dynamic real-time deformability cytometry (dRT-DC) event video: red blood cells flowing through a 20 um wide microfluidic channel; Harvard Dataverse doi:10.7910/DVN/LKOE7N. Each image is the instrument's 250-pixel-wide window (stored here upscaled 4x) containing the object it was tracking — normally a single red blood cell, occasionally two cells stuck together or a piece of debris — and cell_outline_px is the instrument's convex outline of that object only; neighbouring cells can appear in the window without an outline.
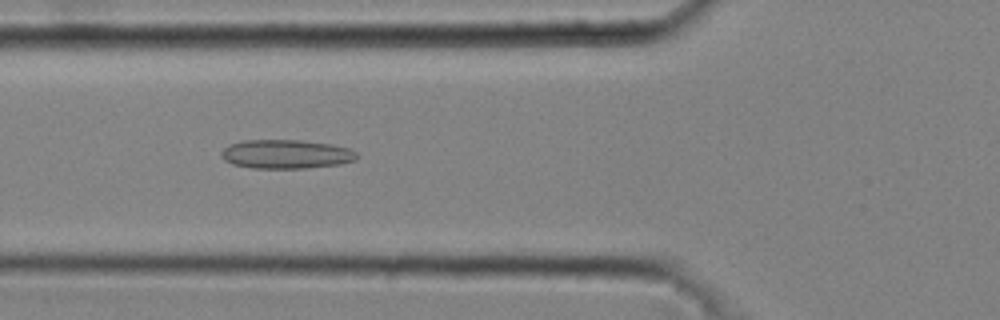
{"species": "common noctule bat (a hibernating species)", "species_latin": "Nyctalus noctula", "temperature_condition": "cold", "stored_images_in_passage": 44, "camera_frame_rate_fps": 3000, "um_per_image_px": 0.085, "animal": {"sex": "male", "body_mass_g": 20.4}, "frame": {"image": 1, "passage_image": 16, "time_ms": 5.0, "image_size_px": [1000, 320], "cell_outline_px": [[356, 160], [340, 164], [308, 168], [252, 168], [232, 164], [224, 160], [220, 156], [220, 152], [228, 144], [244, 140], [300, 140], [332, 144], [348, 148], [356, 152]], "centroid_in_image_um": [24.28, 13.1], "position_along_channel_um": 101.5, "area_um2": 23.0}}
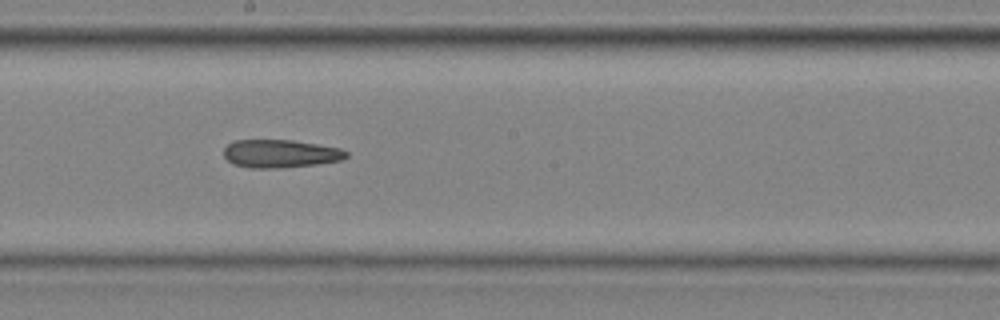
{"frame": {"image": 2, "passage_image": 25, "time_ms": 8.0, "image_size_px": [1000, 320], "cell_outline_px": [[348, 156], [340, 160], [316, 164], [280, 168], [248, 168], [232, 164], [224, 156], [224, 148], [228, 144], [236, 140], [292, 140], [340, 148], [348, 152]], "centroid_in_image_um": [23.8, 13.06], "position_along_channel_um": 224.4, "area_um2": 20.0}}
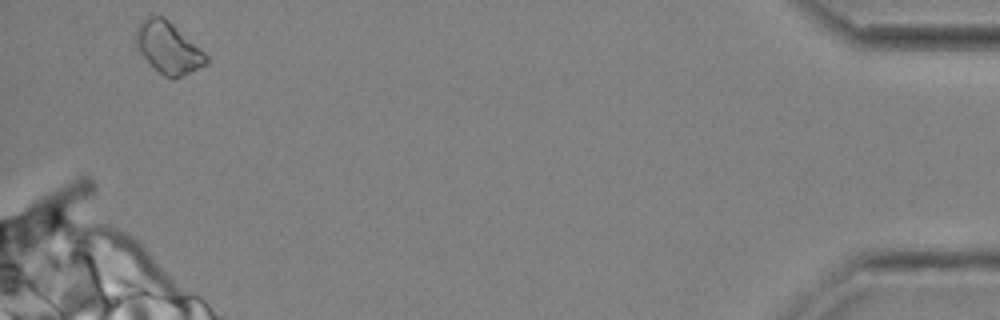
{"frame": {"image": 3, "passage_image": 44, "time_ms": 14.333, "image_size_px": [1000, 320], "cell_outline_px": [[208, 64], [180, 76], [164, 76], [136, 48], [136, 28], [140, 20], [148, 16], [164, 16], [204, 52], [208, 56]], "centroid_in_image_um": [14.29, 4.01], "position_along_channel_um": 420.9, "area_um2": 20.52}}